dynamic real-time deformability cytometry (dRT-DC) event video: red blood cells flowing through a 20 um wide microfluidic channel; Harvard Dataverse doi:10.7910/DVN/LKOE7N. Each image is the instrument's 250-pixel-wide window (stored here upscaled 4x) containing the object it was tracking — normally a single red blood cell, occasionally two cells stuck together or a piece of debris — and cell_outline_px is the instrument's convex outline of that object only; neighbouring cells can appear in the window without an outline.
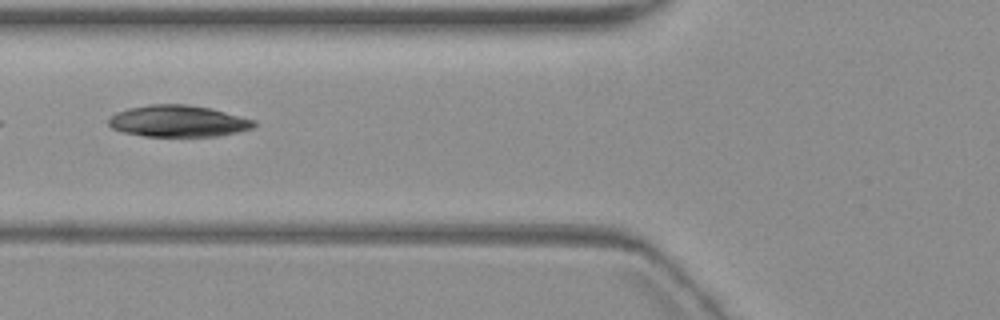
{"species": "common noctule bat (a hibernating species)", "species_latin": "Nyctalus noctula", "temperature_condition": "warm", "stored_images_in_passage": 7, "camera_frame_rate_fps": 3000, "um_per_image_px": 0.085, "animal": {"sex": "female", "body_mass_g": 19.3, "forearm_length_mm": 54.1}, "frame": {"image": 1, "passage_image": 5, "time_ms": 5.667, "image_size_px": [1000, 320], "cell_outline_px": [[256, 124], [252, 128], [236, 132], [216, 136], [144, 136], [124, 132], [112, 128], [108, 124], [108, 120], [116, 112], [128, 108], [148, 104], [188, 104], [212, 108], [256, 120]], "centroid_in_image_um": [15.15, 10.28], "position_along_channel_um": 110.7, "area_um2": 26.82}}
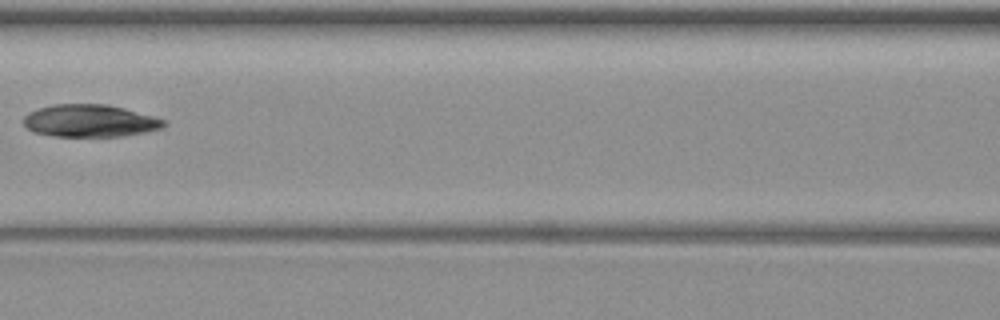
{"frame": {"image": 2, "passage_image": 6, "time_ms": 7.0, "image_size_px": [1000, 320], "cell_outline_px": [[168, 124], [164, 128], [144, 132], [120, 136], [52, 136], [32, 132], [24, 124], [24, 116], [28, 112], [36, 108], [52, 104], [108, 104], [124, 108], [152, 116], [164, 120]], "centroid_in_image_um": [7.61, 10.26], "position_along_channel_um": 159.0, "area_um2": 26.59}}
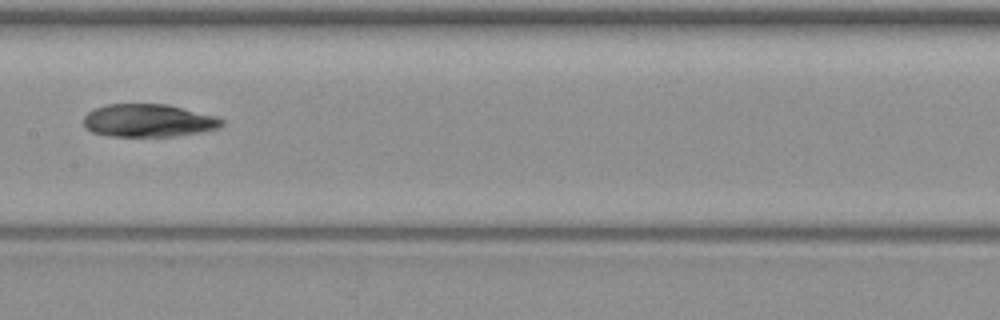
{"frame": {"image": 3, "passage_image": 7, "time_ms": 8.0, "image_size_px": [1000, 320], "cell_outline_px": [[224, 124], [216, 128], [200, 132], [176, 136], [108, 136], [92, 132], [84, 128], [84, 116], [88, 112], [96, 108], [108, 104], [168, 104], [216, 116], [224, 120]], "centroid_in_image_um": [12.6, 10.25], "position_along_channel_um": 194.8, "area_um2": 26.47}}